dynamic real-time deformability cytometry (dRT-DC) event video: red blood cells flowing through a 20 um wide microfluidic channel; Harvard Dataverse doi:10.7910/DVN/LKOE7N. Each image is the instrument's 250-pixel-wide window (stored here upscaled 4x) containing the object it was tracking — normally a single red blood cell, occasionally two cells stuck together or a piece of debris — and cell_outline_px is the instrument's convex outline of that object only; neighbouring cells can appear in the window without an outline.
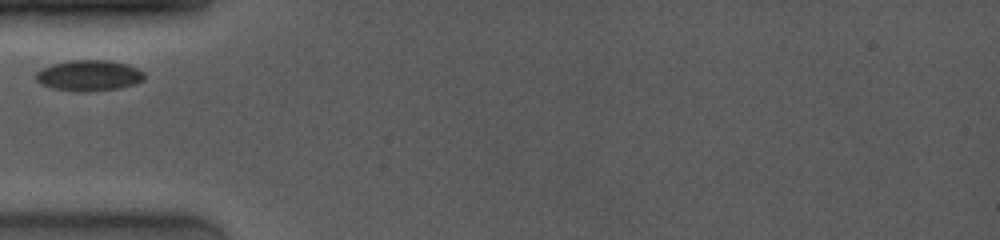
{"species": "common noctule bat (a hibernating species)", "species_latin": "Nyctalus noctula", "temperature_condition": "room temperature", "stored_images_in_passage": 4, "camera_frame_rate_fps": 4000, "um_per_image_px": 0.085, "animal": {"sex": "female", "body_mass_g": 19.0, "forearm_length_mm": 53.3}, "frame": {"image": 1, "passage_image": 1, "time_ms": 0.0, "image_size_px": [1000, 240], "cell_outline_px": [[144, 80], [120, 88], [52, 88], [40, 84], [36, 80], [36, 72], [52, 64], [72, 60], [108, 60], [128, 64], [144, 72]], "centroid_in_image_um": [7.58, 6.35], "position_along_channel_um": 77.4, "area_um2": 18.38}}